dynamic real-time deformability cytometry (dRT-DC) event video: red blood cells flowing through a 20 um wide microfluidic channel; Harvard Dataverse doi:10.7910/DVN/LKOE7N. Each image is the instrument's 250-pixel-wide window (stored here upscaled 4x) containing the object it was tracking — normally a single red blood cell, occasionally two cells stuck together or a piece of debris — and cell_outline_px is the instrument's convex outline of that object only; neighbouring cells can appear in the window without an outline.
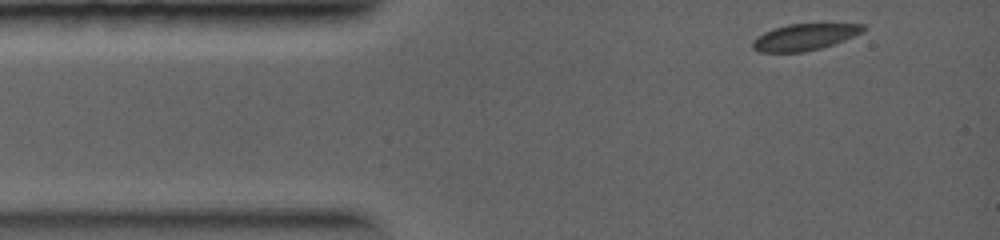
{"species": "common noctule bat (a hibernating species)", "species_latin": "Nyctalus noctula", "temperature_condition": "warm", "stored_images_in_passage": 22, "camera_frame_rate_fps": 5000, "um_per_image_px": 0.085, "animal": {"sex": "female", "body_mass_g": 19.0, "forearm_length_mm": 56.7}, "frame": {"image": 1, "passage_image": 1, "time_ms": 0.0, "image_size_px": [1000, 240], "cell_outline_px": [[868, 28], [864, 32], [844, 40], [820, 48], [804, 52], [760, 52], [752, 48], [752, 40], [756, 36], [772, 28], [788, 24], [864, 24]], "centroid_in_image_um": [68.37, 3.14], "position_along_channel_um": 16.6, "area_um2": 17.17}}
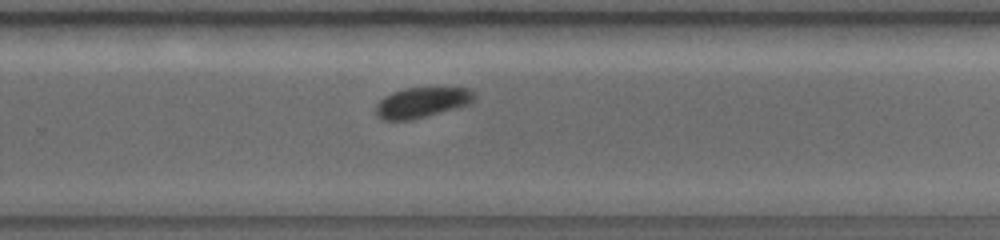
{"frame": {"image": 2, "passage_image": 15, "time_ms": 6.2, "image_size_px": [1000, 240], "cell_outline_px": [[476, 92], [472, 100], [468, 104], [456, 108], [412, 120], [384, 120], [376, 116], [376, 104], [384, 96], [392, 92], [404, 88], [468, 88]], "centroid_in_image_um": [35.82, 8.71], "position_along_channel_um": 294.0, "area_um2": 17.34}}
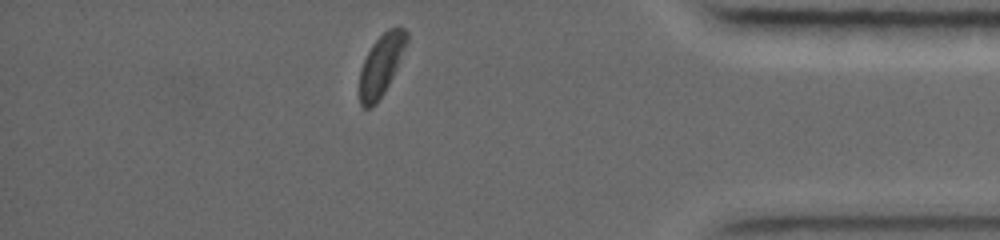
{"frame": {"image": 3, "passage_image": 21, "time_ms": 8.8, "image_size_px": [1000, 240], "cell_outline_px": [[408, 40], [396, 68], [384, 92], [376, 104], [372, 108], [364, 108], [360, 104], [360, 68], [372, 44], [388, 28], [404, 28], [408, 32]], "centroid_in_image_um": [32.39, 5.53], "position_along_channel_um": 402.8, "area_um2": 16.53}}